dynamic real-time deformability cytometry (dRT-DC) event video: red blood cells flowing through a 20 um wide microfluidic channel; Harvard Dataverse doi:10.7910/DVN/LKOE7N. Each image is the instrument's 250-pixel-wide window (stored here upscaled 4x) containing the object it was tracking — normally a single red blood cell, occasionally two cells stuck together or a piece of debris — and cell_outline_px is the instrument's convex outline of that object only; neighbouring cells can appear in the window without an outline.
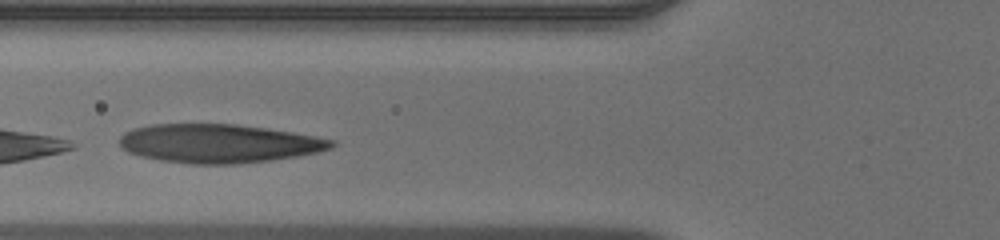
{"species": "human", "species_latin": "Homo sapiens", "temperature_condition": "warm", "stored_images_in_passage": 13, "camera_frame_rate_fps": 3000, "um_per_image_px": 0.085, "donor": {"sex": "male"}, "frame": {"image": 1, "passage_image": 8, "time_ms": 2.333, "image_size_px": [1000, 240], "cell_outline_px": [[336, 144], [332, 148], [320, 152], [272, 160], [240, 164], [192, 164], [160, 160], [140, 156], [128, 152], [120, 148], [120, 136], [124, 132], [132, 128], [148, 124], [236, 124], [292, 132], [316, 136], [336, 140]], "centroid_in_image_um": [18.59, 12.19], "position_along_channel_um": 107.2, "area_um2": 48.21}}
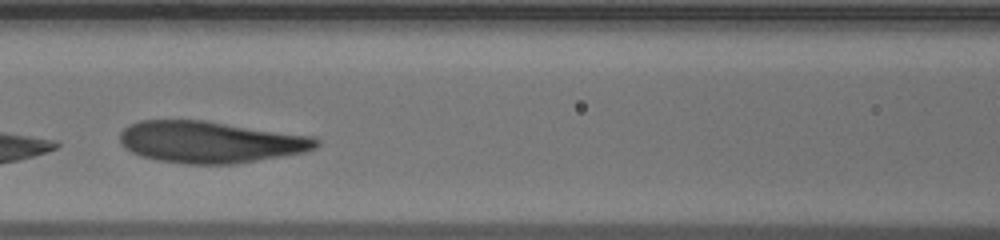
{"frame": {"image": 2, "passage_image": 11, "time_ms": 3.333, "image_size_px": [1000, 240], "cell_outline_px": [[320, 144], [316, 148], [304, 152], [232, 164], [188, 164], [160, 160], [144, 156], [132, 152], [124, 148], [120, 144], [120, 132], [128, 124], [140, 120], [204, 120], [312, 136], [320, 140]], "centroid_in_image_um": [17.86, 12.06], "position_along_channel_um": 148.7, "area_um2": 47.51}}